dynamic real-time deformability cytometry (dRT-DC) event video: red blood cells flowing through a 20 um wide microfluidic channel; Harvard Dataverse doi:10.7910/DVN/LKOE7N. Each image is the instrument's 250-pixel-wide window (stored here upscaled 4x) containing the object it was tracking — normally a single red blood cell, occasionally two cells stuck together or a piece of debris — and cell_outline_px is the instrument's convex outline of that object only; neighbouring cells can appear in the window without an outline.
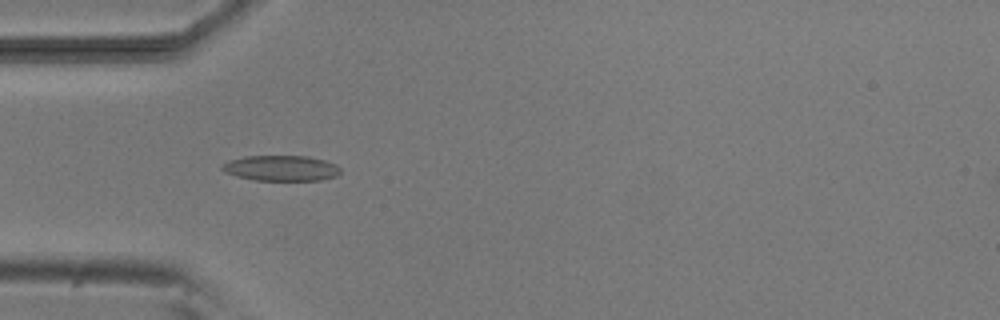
{"species": "common noctule bat (a hibernating species)", "species_latin": "Nyctalus noctula", "temperature_condition": "room temperature", "stored_images_in_passage": 4, "camera_frame_rate_fps": 3000, "um_per_image_px": 0.085, "animal": {"sex": "male", "body_mass_g": 20.5, "forearm_length_mm": 52.5}, "frame": {"image": 1, "passage_image": 4, "time_ms": 3.333, "image_size_px": [1000, 320], "cell_outline_px": [[340, 172], [336, 176], [320, 180], [256, 180], [236, 176], [224, 172], [220, 168], [228, 160], [244, 156], [308, 156], [324, 160], [336, 164], [340, 168]], "centroid_in_image_um": [23.88, 14.29], "position_along_channel_um": 61.1, "area_um2": 17.57}}